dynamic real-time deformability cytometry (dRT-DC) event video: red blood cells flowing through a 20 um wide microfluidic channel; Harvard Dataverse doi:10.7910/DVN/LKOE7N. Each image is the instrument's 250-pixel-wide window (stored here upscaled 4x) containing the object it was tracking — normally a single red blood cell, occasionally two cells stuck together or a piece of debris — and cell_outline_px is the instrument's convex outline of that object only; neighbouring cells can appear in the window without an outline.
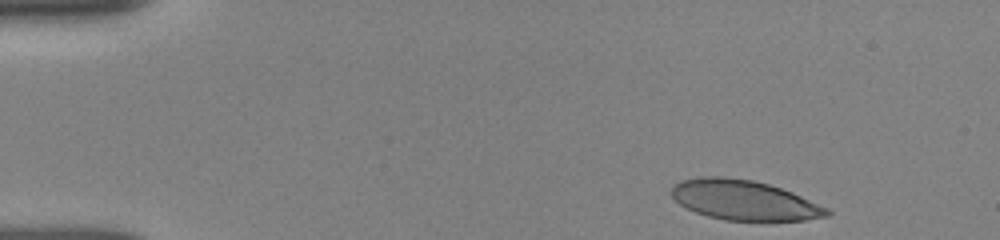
{"species": "human", "species_latin": "Homo sapiens", "temperature_condition": "room temperature", "stored_images_in_passage": 6, "camera_frame_rate_fps": 3000, "um_per_image_px": 0.085, "donor": {"sex": "female"}, "frame": {"image": 1, "passage_image": 1, "time_ms": 0.0, "image_size_px": [1000, 240], "cell_outline_px": [[832, 216], [804, 220], [764, 224], [724, 220], [708, 216], [696, 212], [680, 204], [672, 196], [672, 184], [680, 180], [700, 176], [724, 176], [752, 180], [768, 184], [792, 192], [828, 208], [832, 212]], "centroid_in_image_um": [63.3, 17.06], "position_along_channel_um": 21.7, "area_um2": 37.28}}
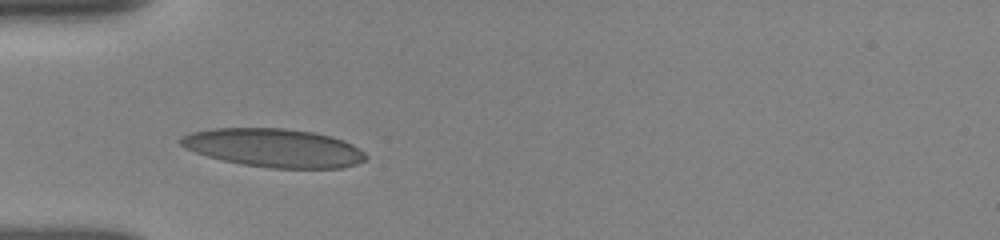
{"frame": {"image": 2, "passage_image": 5, "time_ms": 3.333, "image_size_px": [1000, 240], "cell_outline_px": [[368, 160], [344, 168], [272, 168], [244, 164], [224, 160], [208, 156], [196, 152], [180, 144], [176, 140], [192, 132], [212, 128], [284, 128], [316, 132], [332, 136], [344, 140], [352, 144], [364, 152], [368, 156]], "centroid_in_image_um": [23.34, 12.56], "position_along_channel_um": 61.7, "area_um2": 41.56}}